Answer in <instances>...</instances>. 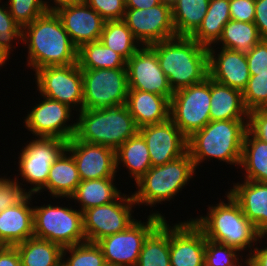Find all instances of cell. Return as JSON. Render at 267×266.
<instances>
[{
    "mask_svg": "<svg viewBox=\"0 0 267 266\" xmlns=\"http://www.w3.org/2000/svg\"><path fill=\"white\" fill-rule=\"evenodd\" d=\"M129 89L150 92L171 100L173 91L160 68L156 52L149 46H142L126 61Z\"/></svg>",
    "mask_w": 267,
    "mask_h": 266,
    "instance_id": "16",
    "label": "cell"
},
{
    "mask_svg": "<svg viewBox=\"0 0 267 266\" xmlns=\"http://www.w3.org/2000/svg\"><path fill=\"white\" fill-rule=\"evenodd\" d=\"M242 94L245 108L248 111L267 108V72L250 75Z\"/></svg>",
    "mask_w": 267,
    "mask_h": 266,
    "instance_id": "39",
    "label": "cell"
},
{
    "mask_svg": "<svg viewBox=\"0 0 267 266\" xmlns=\"http://www.w3.org/2000/svg\"><path fill=\"white\" fill-rule=\"evenodd\" d=\"M0 266H21L20 256L15 246H3L0 250Z\"/></svg>",
    "mask_w": 267,
    "mask_h": 266,
    "instance_id": "48",
    "label": "cell"
},
{
    "mask_svg": "<svg viewBox=\"0 0 267 266\" xmlns=\"http://www.w3.org/2000/svg\"><path fill=\"white\" fill-rule=\"evenodd\" d=\"M80 69L126 68V60L100 40L88 42L78 49Z\"/></svg>",
    "mask_w": 267,
    "mask_h": 266,
    "instance_id": "35",
    "label": "cell"
},
{
    "mask_svg": "<svg viewBox=\"0 0 267 266\" xmlns=\"http://www.w3.org/2000/svg\"><path fill=\"white\" fill-rule=\"evenodd\" d=\"M34 138L22 147L18 155V175L33 186L27 190L28 194L37 193L47 183L52 164L67 147V141L63 139Z\"/></svg>",
    "mask_w": 267,
    "mask_h": 266,
    "instance_id": "12",
    "label": "cell"
},
{
    "mask_svg": "<svg viewBox=\"0 0 267 266\" xmlns=\"http://www.w3.org/2000/svg\"><path fill=\"white\" fill-rule=\"evenodd\" d=\"M122 20L142 46L176 37L170 0L148 9L126 8Z\"/></svg>",
    "mask_w": 267,
    "mask_h": 266,
    "instance_id": "14",
    "label": "cell"
},
{
    "mask_svg": "<svg viewBox=\"0 0 267 266\" xmlns=\"http://www.w3.org/2000/svg\"><path fill=\"white\" fill-rule=\"evenodd\" d=\"M31 111L24 117L25 127L35 137L58 138L65 141L70 140L75 135L76 122H70L73 116L72 108L68 105L42 96ZM68 122V123H67Z\"/></svg>",
    "mask_w": 267,
    "mask_h": 266,
    "instance_id": "15",
    "label": "cell"
},
{
    "mask_svg": "<svg viewBox=\"0 0 267 266\" xmlns=\"http://www.w3.org/2000/svg\"><path fill=\"white\" fill-rule=\"evenodd\" d=\"M176 36L190 37L204 19L210 0H170Z\"/></svg>",
    "mask_w": 267,
    "mask_h": 266,
    "instance_id": "31",
    "label": "cell"
},
{
    "mask_svg": "<svg viewBox=\"0 0 267 266\" xmlns=\"http://www.w3.org/2000/svg\"><path fill=\"white\" fill-rule=\"evenodd\" d=\"M1 2V0H0ZM0 5V48L2 51L10 57L12 48L14 49V40L22 42L23 29L18 26L13 17L11 16L7 4L4 2Z\"/></svg>",
    "mask_w": 267,
    "mask_h": 266,
    "instance_id": "40",
    "label": "cell"
},
{
    "mask_svg": "<svg viewBox=\"0 0 267 266\" xmlns=\"http://www.w3.org/2000/svg\"><path fill=\"white\" fill-rule=\"evenodd\" d=\"M77 114L74 137L80 141L117 150L138 133L139 128L126 105L82 109Z\"/></svg>",
    "mask_w": 267,
    "mask_h": 266,
    "instance_id": "5",
    "label": "cell"
},
{
    "mask_svg": "<svg viewBox=\"0 0 267 266\" xmlns=\"http://www.w3.org/2000/svg\"><path fill=\"white\" fill-rule=\"evenodd\" d=\"M211 78L174 91L170 100V119L189 138L209 121Z\"/></svg>",
    "mask_w": 267,
    "mask_h": 266,
    "instance_id": "8",
    "label": "cell"
},
{
    "mask_svg": "<svg viewBox=\"0 0 267 266\" xmlns=\"http://www.w3.org/2000/svg\"><path fill=\"white\" fill-rule=\"evenodd\" d=\"M34 237L56 243L62 248L85 242L82 212L58 205L33 207Z\"/></svg>",
    "mask_w": 267,
    "mask_h": 266,
    "instance_id": "7",
    "label": "cell"
},
{
    "mask_svg": "<svg viewBox=\"0 0 267 266\" xmlns=\"http://www.w3.org/2000/svg\"><path fill=\"white\" fill-rule=\"evenodd\" d=\"M4 178L0 181V212L10 206L19 203L28 193L26 188L22 187L18 175L14 179ZM18 177V179H17Z\"/></svg>",
    "mask_w": 267,
    "mask_h": 266,
    "instance_id": "42",
    "label": "cell"
},
{
    "mask_svg": "<svg viewBox=\"0 0 267 266\" xmlns=\"http://www.w3.org/2000/svg\"><path fill=\"white\" fill-rule=\"evenodd\" d=\"M262 39L254 22L229 20L215 45L221 44V48L247 53Z\"/></svg>",
    "mask_w": 267,
    "mask_h": 266,
    "instance_id": "34",
    "label": "cell"
},
{
    "mask_svg": "<svg viewBox=\"0 0 267 266\" xmlns=\"http://www.w3.org/2000/svg\"><path fill=\"white\" fill-rule=\"evenodd\" d=\"M248 120L209 121L187 138V150L198 169L210 158L240 166Z\"/></svg>",
    "mask_w": 267,
    "mask_h": 266,
    "instance_id": "4",
    "label": "cell"
},
{
    "mask_svg": "<svg viewBox=\"0 0 267 266\" xmlns=\"http://www.w3.org/2000/svg\"><path fill=\"white\" fill-rule=\"evenodd\" d=\"M148 147L152 166H160L186 154L187 137L169 118L167 121L138 129Z\"/></svg>",
    "mask_w": 267,
    "mask_h": 266,
    "instance_id": "17",
    "label": "cell"
},
{
    "mask_svg": "<svg viewBox=\"0 0 267 266\" xmlns=\"http://www.w3.org/2000/svg\"><path fill=\"white\" fill-rule=\"evenodd\" d=\"M66 150L75 160L81 181L116 177L114 149L73 137L67 141Z\"/></svg>",
    "mask_w": 267,
    "mask_h": 266,
    "instance_id": "18",
    "label": "cell"
},
{
    "mask_svg": "<svg viewBox=\"0 0 267 266\" xmlns=\"http://www.w3.org/2000/svg\"><path fill=\"white\" fill-rule=\"evenodd\" d=\"M51 1L52 0H50L49 2L47 0H43L47 12H56L62 7L84 3L85 0H53L52 3L54 4L52 5L50 4Z\"/></svg>",
    "mask_w": 267,
    "mask_h": 266,
    "instance_id": "50",
    "label": "cell"
},
{
    "mask_svg": "<svg viewBox=\"0 0 267 266\" xmlns=\"http://www.w3.org/2000/svg\"><path fill=\"white\" fill-rule=\"evenodd\" d=\"M211 121L248 120L242 91L211 79Z\"/></svg>",
    "mask_w": 267,
    "mask_h": 266,
    "instance_id": "25",
    "label": "cell"
},
{
    "mask_svg": "<svg viewBox=\"0 0 267 266\" xmlns=\"http://www.w3.org/2000/svg\"><path fill=\"white\" fill-rule=\"evenodd\" d=\"M21 266H60L63 248L47 240L35 237L17 244Z\"/></svg>",
    "mask_w": 267,
    "mask_h": 266,
    "instance_id": "32",
    "label": "cell"
},
{
    "mask_svg": "<svg viewBox=\"0 0 267 266\" xmlns=\"http://www.w3.org/2000/svg\"><path fill=\"white\" fill-rule=\"evenodd\" d=\"M172 91L202 82L209 76L208 48L191 37L176 36L149 45Z\"/></svg>",
    "mask_w": 267,
    "mask_h": 266,
    "instance_id": "2",
    "label": "cell"
},
{
    "mask_svg": "<svg viewBox=\"0 0 267 266\" xmlns=\"http://www.w3.org/2000/svg\"><path fill=\"white\" fill-rule=\"evenodd\" d=\"M170 225V266H205L206 237L191 220Z\"/></svg>",
    "mask_w": 267,
    "mask_h": 266,
    "instance_id": "19",
    "label": "cell"
},
{
    "mask_svg": "<svg viewBox=\"0 0 267 266\" xmlns=\"http://www.w3.org/2000/svg\"><path fill=\"white\" fill-rule=\"evenodd\" d=\"M129 195L121 193L113 202L82 212L86 241L97 243L106 236L126 230L137 220L132 216L136 203L133 195Z\"/></svg>",
    "mask_w": 267,
    "mask_h": 266,
    "instance_id": "11",
    "label": "cell"
},
{
    "mask_svg": "<svg viewBox=\"0 0 267 266\" xmlns=\"http://www.w3.org/2000/svg\"><path fill=\"white\" fill-rule=\"evenodd\" d=\"M3 246H4V245L0 242V250L3 248Z\"/></svg>",
    "mask_w": 267,
    "mask_h": 266,
    "instance_id": "54",
    "label": "cell"
},
{
    "mask_svg": "<svg viewBox=\"0 0 267 266\" xmlns=\"http://www.w3.org/2000/svg\"><path fill=\"white\" fill-rule=\"evenodd\" d=\"M6 4L15 23L22 29L47 12L43 0H8Z\"/></svg>",
    "mask_w": 267,
    "mask_h": 266,
    "instance_id": "38",
    "label": "cell"
},
{
    "mask_svg": "<svg viewBox=\"0 0 267 266\" xmlns=\"http://www.w3.org/2000/svg\"><path fill=\"white\" fill-rule=\"evenodd\" d=\"M194 162L187 152L180 158L160 166H152L136 183L133 198L137 206L155 207L170 201L188 185L196 172Z\"/></svg>",
    "mask_w": 267,
    "mask_h": 266,
    "instance_id": "6",
    "label": "cell"
},
{
    "mask_svg": "<svg viewBox=\"0 0 267 266\" xmlns=\"http://www.w3.org/2000/svg\"><path fill=\"white\" fill-rule=\"evenodd\" d=\"M34 75L41 96L64 103L76 112L83 109V77L78 63L40 68Z\"/></svg>",
    "mask_w": 267,
    "mask_h": 266,
    "instance_id": "13",
    "label": "cell"
},
{
    "mask_svg": "<svg viewBox=\"0 0 267 266\" xmlns=\"http://www.w3.org/2000/svg\"><path fill=\"white\" fill-rule=\"evenodd\" d=\"M22 42L28 48L26 66L33 72L48 66L78 63V48L56 12H45L24 27Z\"/></svg>",
    "mask_w": 267,
    "mask_h": 266,
    "instance_id": "1",
    "label": "cell"
},
{
    "mask_svg": "<svg viewBox=\"0 0 267 266\" xmlns=\"http://www.w3.org/2000/svg\"><path fill=\"white\" fill-rule=\"evenodd\" d=\"M56 14L78 49L85 43L100 40L105 20L85 2L62 7Z\"/></svg>",
    "mask_w": 267,
    "mask_h": 266,
    "instance_id": "20",
    "label": "cell"
},
{
    "mask_svg": "<svg viewBox=\"0 0 267 266\" xmlns=\"http://www.w3.org/2000/svg\"><path fill=\"white\" fill-rule=\"evenodd\" d=\"M250 75L267 72V39H262L246 53Z\"/></svg>",
    "mask_w": 267,
    "mask_h": 266,
    "instance_id": "44",
    "label": "cell"
},
{
    "mask_svg": "<svg viewBox=\"0 0 267 266\" xmlns=\"http://www.w3.org/2000/svg\"><path fill=\"white\" fill-rule=\"evenodd\" d=\"M231 20L254 22L255 0H229Z\"/></svg>",
    "mask_w": 267,
    "mask_h": 266,
    "instance_id": "45",
    "label": "cell"
},
{
    "mask_svg": "<svg viewBox=\"0 0 267 266\" xmlns=\"http://www.w3.org/2000/svg\"><path fill=\"white\" fill-rule=\"evenodd\" d=\"M83 109L126 105L129 91L127 69H81Z\"/></svg>",
    "mask_w": 267,
    "mask_h": 266,
    "instance_id": "10",
    "label": "cell"
},
{
    "mask_svg": "<svg viewBox=\"0 0 267 266\" xmlns=\"http://www.w3.org/2000/svg\"><path fill=\"white\" fill-rule=\"evenodd\" d=\"M7 59H10L0 48V67L4 66L7 62Z\"/></svg>",
    "mask_w": 267,
    "mask_h": 266,
    "instance_id": "53",
    "label": "cell"
},
{
    "mask_svg": "<svg viewBox=\"0 0 267 266\" xmlns=\"http://www.w3.org/2000/svg\"><path fill=\"white\" fill-rule=\"evenodd\" d=\"M34 194H27L19 203L0 212V242L4 246H16L34 237ZM30 204V205H29Z\"/></svg>",
    "mask_w": 267,
    "mask_h": 266,
    "instance_id": "22",
    "label": "cell"
},
{
    "mask_svg": "<svg viewBox=\"0 0 267 266\" xmlns=\"http://www.w3.org/2000/svg\"><path fill=\"white\" fill-rule=\"evenodd\" d=\"M232 188L227 192L239 203L243 214L262 236H267V183L244 180Z\"/></svg>",
    "mask_w": 267,
    "mask_h": 266,
    "instance_id": "23",
    "label": "cell"
},
{
    "mask_svg": "<svg viewBox=\"0 0 267 266\" xmlns=\"http://www.w3.org/2000/svg\"><path fill=\"white\" fill-rule=\"evenodd\" d=\"M152 212L144 223L136 220L126 230L106 236L97 244L102 249L106 264L136 266L147 236L166 219L159 211Z\"/></svg>",
    "mask_w": 267,
    "mask_h": 266,
    "instance_id": "9",
    "label": "cell"
},
{
    "mask_svg": "<svg viewBox=\"0 0 267 266\" xmlns=\"http://www.w3.org/2000/svg\"><path fill=\"white\" fill-rule=\"evenodd\" d=\"M116 171L119 165L128 169L135 183L152 167L150 154L143 137L137 133L115 150ZM122 163V164H121Z\"/></svg>",
    "mask_w": 267,
    "mask_h": 266,
    "instance_id": "27",
    "label": "cell"
},
{
    "mask_svg": "<svg viewBox=\"0 0 267 266\" xmlns=\"http://www.w3.org/2000/svg\"><path fill=\"white\" fill-rule=\"evenodd\" d=\"M68 254L70 257L66 256ZM61 264L62 266H104L106 262L100 246L97 243L85 241L63 248Z\"/></svg>",
    "mask_w": 267,
    "mask_h": 266,
    "instance_id": "37",
    "label": "cell"
},
{
    "mask_svg": "<svg viewBox=\"0 0 267 266\" xmlns=\"http://www.w3.org/2000/svg\"><path fill=\"white\" fill-rule=\"evenodd\" d=\"M81 182L79 173L72 155L65 150L52 164L47 183L37 192L48 191L50 196L69 199ZM46 189V190H45Z\"/></svg>",
    "mask_w": 267,
    "mask_h": 266,
    "instance_id": "26",
    "label": "cell"
},
{
    "mask_svg": "<svg viewBox=\"0 0 267 266\" xmlns=\"http://www.w3.org/2000/svg\"><path fill=\"white\" fill-rule=\"evenodd\" d=\"M126 107L138 128L170 118V100L159 94L129 89Z\"/></svg>",
    "mask_w": 267,
    "mask_h": 266,
    "instance_id": "24",
    "label": "cell"
},
{
    "mask_svg": "<svg viewBox=\"0 0 267 266\" xmlns=\"http://www.w3.org/2000/svg\"><path fill=\"white\" fill-rule=\"evenodd\" d=\"M105 21L122 20L126 11L125 0H85Z\"/></svg>",
    "mask_w": 267,
    "mask_h": 266,
    "instance_id": "43",
    "label": "cell"
},
{
    "mask_svg": "<svg viewBox=\"0 0 267 266\" xmlns=\"http://www.w3.org/2000/svg\"><path fill=\"white\" fill-rule=\"evenodd\" d=\"M248 130L256 138L267 143V108L249 111Z\"/></svg>",
    "mask_w": 267,
    "mask_h": 266,
    "instance_id": "46",
    "label": "cell"
},
{
    "mask_svg": "<svg viewBox=\"0 0 267 266\" xmlns=\"http://www.w3.org/2000/svg\"><path fill=\"white\" fill-rule=\"evenodd\" d=\"M116 178L82 180L69 198L79 203L81 212L113 202L122 192L114 185Z\"/></svg>",
    "mask_w": 267,
    "mask_h": 266,
    "instance_id": "29",
    "label": "cell"
},
{
    "mask_svg": "<svg viewBox=\"0 0 267 266\" xmlns=\"http://www.w3.org/2000/svg\"><path fill=\"white\" fill-rule=\"evenodd\" d=\"M136 266H170V226L163 221L147 236Z\"/></svg>",
    "mask_w": 267,
    "mask_h": 266,
    "instance_id": "33",
    "label": "cell"
},
{
    "mask_svg": "<svg viewBox=\"0 0 267 266\" xmlns=\"http://www.w3.org/2000/svg\"><path fill=\"white\" fill-rule=\"evenodd\" d=\"M229 20V0H210L204 19L190 37L207 48L215 46Z\"/></svg>",
    "mask_w": 267,
    "mask_h": 266,
    "instance_id": "28",
    "label": "cell"
},
{
    "mask_svg": "<svg viewBox=\"0 0 267 266\" xmlns=\"http://www.w3.org/2000/svg\"><path fill=\"white\" fill-rule=\"evenodd\" d=\"M214 46L208 47L209 77L231 88L243 91L250 78L246 53ZM218 53H216V51Z\"/></svg>",
    "mask_w": 267,
    "mask_h": 266,
    "instance_id": "21",
    "label": "cell"
},
{
    "mask_svg": "<svg viewBox=\"0 0 267 266\" xmlns=\"http://www.w3.org/2000/svg\"><path fill=\"white\" fill-rule=\"evenodd\" d=\"M162 1L163 0H125V7L134 9H148L160 4Z\"/></svg>",
    "mask_w": 267,
    "mask_h": 266,
    "instance_id": "51",
    "label": "cell"
},
{
    "mask_svg": "<svg viewBox=\"0 0 267 266\" xmlns=\"http://www.w3.org/2000/svg\"><path fill=\"white\" fill-rule=\"evenodd\" d=\"M239 258L236 248L206 239L205 266H233Z\"/></svg>",
    "mask_w": 267,
    "mask_h": 266,
    "instance_id": "41",
    "label": "cell"
},
{
    "mask_svg": "<svg viewBox=\"0 0 267 266\" xmlns=\"http://www.w3.org/2000/svg\"><path fill=\"white\" fill-rule=\"evenodd\" d=\"M100 41L126 61L142 47L123 20L105 21Z\"/></svg>",
    "mask_w": 267,
    "mask_h": 266,
    "instance_id": "36",
    "label": "cell"
},
{
    "mask_svg": "<svg viewBox=\"0 0 267 266\" xmlns=\"http://www.w3.org/2000/svg\"><path fill=\"white\" fill-rule=\"evenodd\" d=\"M244 170V180L267 183V143L256 138L247 130L240 166Z\"/></svg>",
    "mask_w": 267,
    "mask_h": 266,
    "instance_id": "30",
    "label": "cell"
},
{
    "mask_svg": "<svg viewBox=\"0 0 267 266\" xmlns=\"http://www.w3.org/2000/svg\"><path fill=\"white\" fill-rule=\"evenodd\" d=\"M246 258H245V261H244V259H242L243 258V255L241 254V258L233 265V266H250V259H249V256L247 257V256H245ZM241 260L244 262V263H242L241 262ZM241 263V264H240ZM243 264H245V265H243Z\"/></svg>",
    "mask_w": 267,
    "mask_h": 266,
    "instance_id": "52",
    "label": "cell"
},
{
    "mask_svg": "<svg viewBox=\"0 0 267 266\" xmlns=\"http://www.w3.org/2000/svg\"><path fill=\"white\" fill-rule=\"evenodd\" d=\"M263 247L259 248L255 246L249 255L250 266H267V245Z\"/></svg>",
    "mask_w": 267,
    "mask_h": 266,
    "instance_id": "49",
    "label": "cell"
},
{
    "mask_svg": "<svg viewBox=\"0 0 267 266\" xmlns=\"http://www.w3.org/2000/svg\"><path fill=\"white\" fill-rule=\"evenodd\" d=\"M254 24L260 36L267 39V0H255Z\"/></svg>",
    "mask_w": 267,
    "mask_h": 266,
    "instance_id": "47",
    "label": "cell"
},
{
    "mask_svg": "<svg viewBox=\"0 0 267 266\" xmlns=\"http://www.w3.org/2000/svg\"><path fill=\"white\" fill-rule=\"evenodd\" d=\"M227 199L208 207L206 216L190 218L204 233L206 239L236 248L239 252L250 249L249 256L263 238L254 224L243 214L239 203L228 192ZM255 243V244H254Z\"/></svg>",
    "mask_w": 267,
    "mask_h": 266,
    "instance_id": "3",
    "label": "cell"
}]
</instances>
